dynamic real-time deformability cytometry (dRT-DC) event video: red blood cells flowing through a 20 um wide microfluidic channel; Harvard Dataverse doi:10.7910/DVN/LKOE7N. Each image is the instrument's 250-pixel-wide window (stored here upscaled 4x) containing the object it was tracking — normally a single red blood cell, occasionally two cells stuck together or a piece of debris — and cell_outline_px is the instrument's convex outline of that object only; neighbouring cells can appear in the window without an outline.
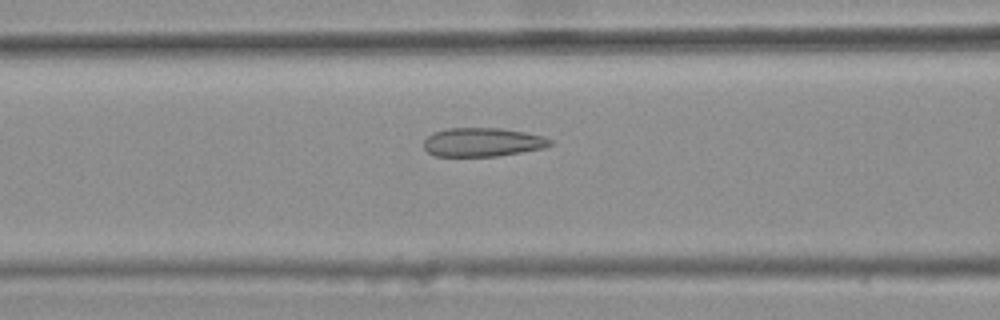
{"species": "common noctule bat (a hibernating species)", "species_latin": "Nyctalus noctula", "temperature_condition": "warm", "stored_images_in_passage": 49, "camera_frame_rate_fps": 3000, "um_per_image_px": 0.085, "animal": {"sex": "female", "body_mass_g": 25.1}, "frame": {"image": 1, "passage_image": 22, "time_ms": 7.0, "image_size_px": [1000, 320], "cell_outline_px": [[552, 144], [544, 148], [496, 156], [436, 156], [428, 152], [424, 148], [424, 140], [432, 132], [448, 128], [500, 128], [524, 132], [544, 136], [552, 140]], "centroid_in_image_um": [41.0, 12.08], "position_along_channel_um": 125.6, "area_um2": 21.15}}
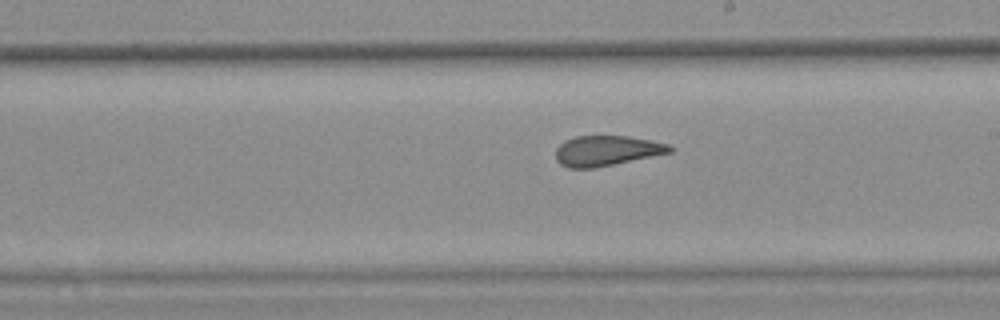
{"frame": {"image": 2, "passage_image": 31, "time_ms": 10.0, "image_size_px": [1000, 320], "cell_outline_px": [[672, 152], [592, 168], [568, 168], [560, 164], [556, 160], [556, 148], [564, 140], [576, 136], [628, 136], [668, 144], [672, 148]], "centroid_in_image_um": [51.51, 12.81], "position_along_channel_um": 237.5, "area_um2": 19.83}}
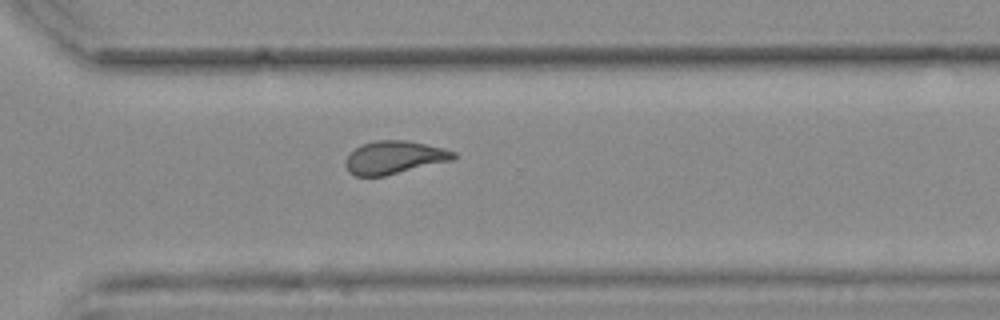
{"frame": {"image": 3, "passage_image": 39, "time_ms": 12.667, "image_size_px": [1000, 320], "cell_outline_px": [[456, 156], [452, 160], [384, 176], [356, 176], [348, 172], [344, 164], [344, 160], [356, 148], [364, 144], [376, 140], [408, 140], [456, 152]], "centroid_in_image_um": [33.47, 13.39], "position_along_channel_um": 337.1, "area_um2": 20.52}, "authors_computed_cell_mechanics": {"area_um2": 21.2126, "velocity_mm_per_s": 3.7337, "shape_relaxation_time_tau1_ms": null, "shape_relaxation_time_tau2_ms": 1.313, "deformation_change_tau1": null, "deformation_change_tau2": 0.0936}}